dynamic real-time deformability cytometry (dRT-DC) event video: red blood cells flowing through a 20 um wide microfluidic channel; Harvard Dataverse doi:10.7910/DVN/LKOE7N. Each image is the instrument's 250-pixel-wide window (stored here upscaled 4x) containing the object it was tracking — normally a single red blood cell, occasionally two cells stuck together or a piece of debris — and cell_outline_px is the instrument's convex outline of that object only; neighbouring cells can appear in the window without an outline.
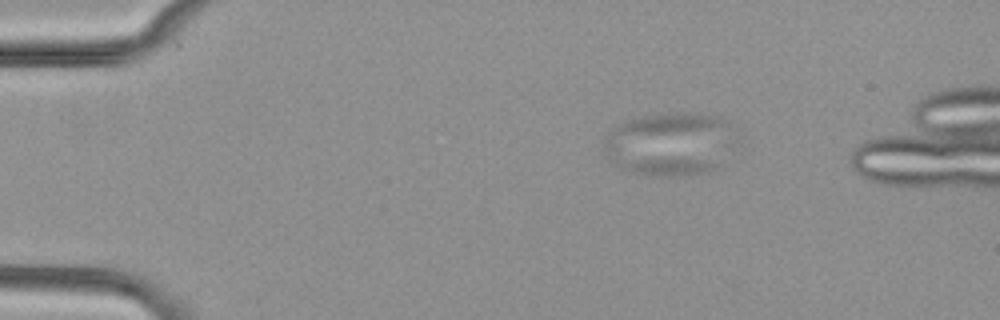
{"species": "common noctule bat (a hibernating species)", "species_latin": "Nyctalus noctula", "temperature_condition": "cold", "stored_images_in_passage": 44, "camera_frame_rate_fps": 3000, "um_per_image_px": 0.085, "animal": {"sex": "female", "body_mass_g": 29.2, "forearm_length_mm": 56.3}, "frame": {"image": 1, "passage_image": 3, "time_ms": 0.667, "image_size_px": [1000, 320], "cell_outline_px": [[736, 132], [732, 148], [712, 172], [688, 176], [656, 176], [632, 172], [616, 164], [604, 152], [604, 144], [608, 136], [616, 124], [628, 120], [644, 116], [664, 112], [688, 112], [716, 116], [724, 120]], "centroid_in_image_um": [56.99, 12.23], "position_along_channel_um": 28.0, "area_um2": 48.84}}
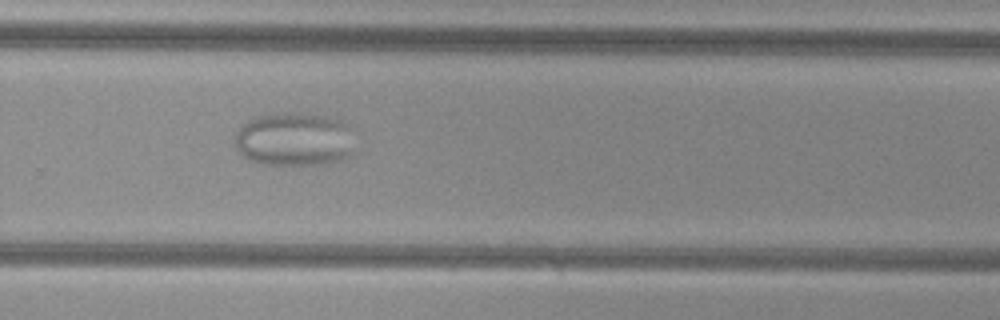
{"frame": {"image": 2, "passage_image": 32, "time_ms": 10.333, "image_size_px": [1000, 320], "cell_outline_px": [[352, 156], [328, 164], [264, 164], [248, 160], [236, 152], [236, 132], [248, 120], [272, 112], [304, 112], [324, 116], [340, 120], [348, 124], [352, 152]], "centroid_in_image_um": [24.98, 11.83], "position_along_channel_um": 304.8, "area_um2": 37.74}}
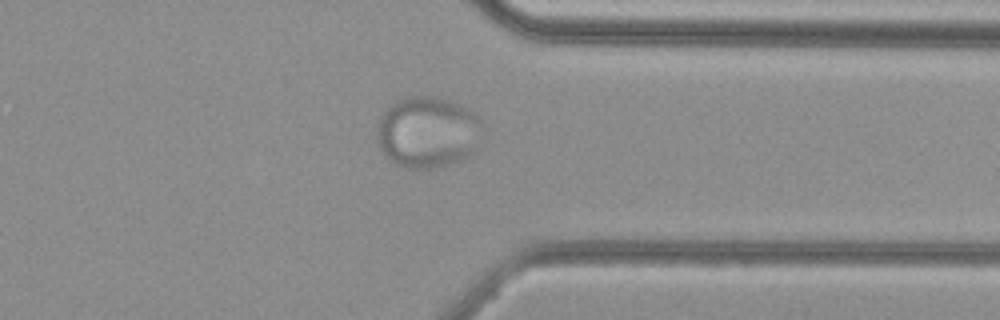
{"frame": {"image": 3, "passage_image": 38, "time_ms": 12.333, "image_size_px": [1000, 320], "cell_outline_px": [[480, 120], [476, 148], [472, 156], [448, 164], [432, 168], [408, 168], [396, 164], [388, 160], [380, 148], [380, 120], [384, 112], [392, 104], [400, 100], [412, 96], [436, 96], [452, 100], [476, 112]], "centroid_in_image_um": [36.39, 11.23], "position_along_channel_um": 375.0, "area_um2": 43.29}}